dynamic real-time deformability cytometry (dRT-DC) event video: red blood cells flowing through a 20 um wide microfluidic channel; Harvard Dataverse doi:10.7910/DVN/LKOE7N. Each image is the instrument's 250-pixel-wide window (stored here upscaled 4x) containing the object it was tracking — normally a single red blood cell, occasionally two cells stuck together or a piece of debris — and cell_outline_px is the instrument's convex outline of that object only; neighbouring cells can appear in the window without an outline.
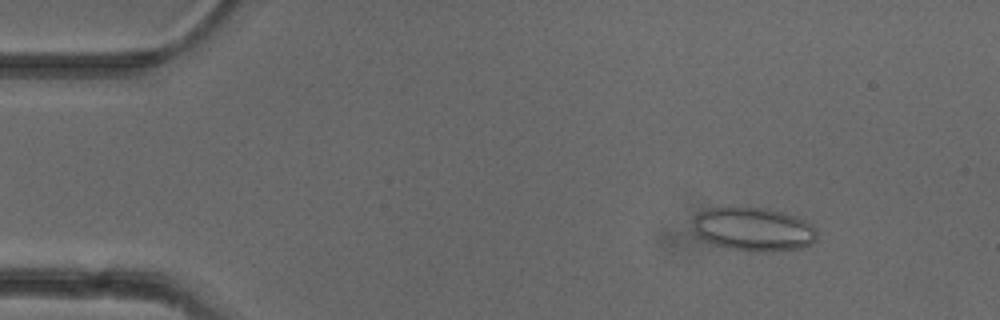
{"species": "common noctule bat (a hibernating species)", "species_latin": "Nyctalus noctula", "temperature_condition": "cold", "stored_images_in_passage": 53, "camera_frame_rate_fps": 3000, "um_per_image_px": 0.085, "animal": {"sex": "female"}, "frame": {"image": 1, "passage_image": 7, "time_ms": 2.0, "image_size_px": [1000, 320], "cell_outline_px": [[816, 240], [812, 244], [804, 248], [772, 252], [756, 252], [732, 248], [712, 244], [704, 240], [696, 232], [696, 216], [700, 212], [708, 208], [768, 208], [784, 212], [796, 216], [812, 224], [816, 232]], "centroid_in_image_um": [64.14, 19.5], "position_along_channel_um": 20.9, "area_um2": 31.33}}
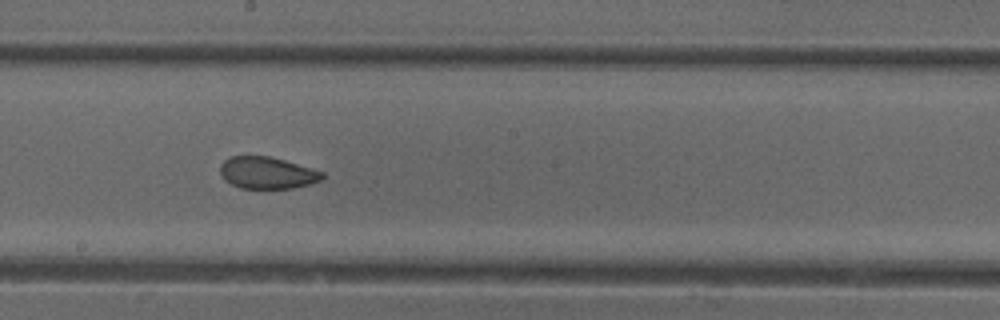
{"frame": {"image": 2, "passage_image": 29, "time_ms": 9.333, "image_size_px": [1000, 320], "cell_outline_px": [[324, 176], [320, 180], [308, 184], [292, 188], [240, 188], [224, 180], [220, 172], [220, 164], [224, 160], [232, 156], [268, 156], [284, 160], [324, 172]], "centroid_in_image_um": [22.68, 14.69], "position_along_channel_um": 225.5, "area_um2": 18.79}}
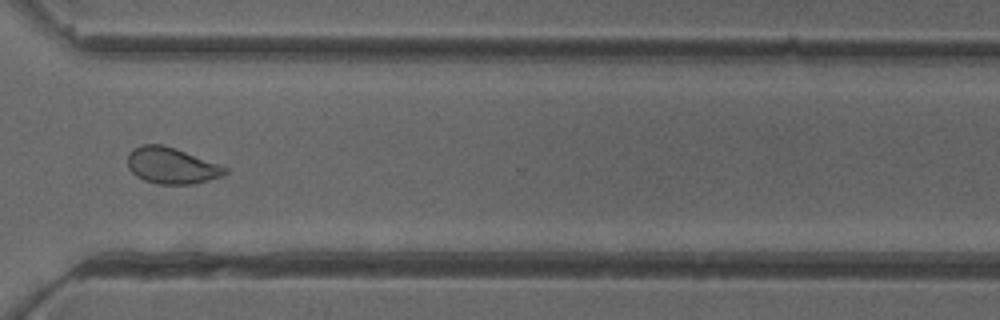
{"frame": {"image": 3, "passage_image": 39, "time_ms": 12.667, "image_size_px": [1000, 320], "cell_outline_px": [[228, 172], [220, 176], [208, 180], [192, 184], [160, 184], [144, 180], [136, 176], [128, 168], [128, 152], [132, 148], [140, 144], [164, 144], [176, 148], [228, 168]], "centroid_in_image_um": [14.54, 14.06], "position_along_channel_um": 356.1, "area_um2": 20.58}, "authors_computed_cell_mechanics": {"area_um2": 21.097, "velocity_mm_per_s": 3.9323, "shape_relaxation_time_tau1_ms": null, "shape_relaxation_time_tau2_ms": 1.6958, "deformation_change_tau1": null, "deformation_change_tau2": 0.0517}}